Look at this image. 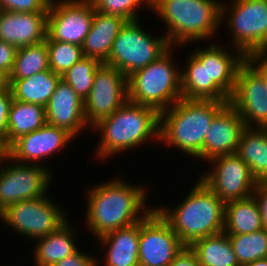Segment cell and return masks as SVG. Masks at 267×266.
Returning a JSON list of instances; mask_svg holds the SVG:
<instances>
[{
  "label": "cell",
  "mask_w": 267,
  "mask_h": 266,
  "mask_svg": "<svg viewBox=\"0 0 267 266\" xmlns=\"http://www.w3.org/2000/svg\"><path fill=\"white\" fill-rule=\"evenodd\" d=\"M143 188L117 177L88 189L85 222L89 231L98 238L142 221L155 208H145L148 193Z\"/></svg>",
  "instance_id": "cell-1"
},
{
  "label": "cell",
  "mask_w": 267,
  "mask_h": 266,
  "mask_svg": "<svg viewBox=\"0 0 267 266\" xmlns=\"http://www.w3.org/2000/svg\"><path fill=\"white\" fill-rule=\"evenodd\" d=\"M227 103L181 98L160 113L159 141L199 159L206 132Z\"/></svg>",
  "instance_id": "cell-2"
},
{
  "label": "cell",
  "mask_w": 267,
  "mask_h": 266,
  "mask_svg": "<svg viewBox=\"0 0 267 266\" xmlns=\"http://www.w3.org/2000/svg\"><path fill=\"white\" fill-rule=\"evenodd\" d=\"M159 127L160 113L156 109L127 101L92 127L101 134L96 157L109 159L144 145L149 139L159 141Z\"/></svg>",
  "instance_id": "cell-3"
},
{
  "label": "cell",
  "mask_w": 267,
  "mask_h": 266,
  "mask_svg": "<svg viewBox=\"0 0 267 266\" xmlns=\"http://www.w3.org/2000/svg\"><path fill=\"white\" fill-rule=\"evenodd\" d=\"M176 208H155L185 246L219 234L224 228L225 203L199 178Z\"/></svg>",
  "instance_id": "cell-4"
},
{
  "label": "cell",
  "mask_w": 267,
  "mask_h": 266,
  "mask_svg": "<svg viewBox=\"0 0 267 266\" xmlns=\"http://www.w3.org/2000/svg\"><path fill=\"white\" fill-rule=\"evenodd\" d=\"M152 11L167 25L165 36L174 48L207 41L221 26L219 0H153Z\"/></svg>",
  "instance_id": "cell-5"
},
{
  "label": "cell",
  "mask_w": 267,
  "mask_h": 266,
  "mask_svg": "<svg viewBox=\"0 0 267 266\" xmlns=\"http://www.w3.org/2000/svg\"><path fill=\"white\" fill-rule=\"evenodd\" d=\"M171 50H174L172 46L151 64L127 77L128 101L161 113L182 98V69L173 63Z\"/></svg>",
  "instance_id": "cell-6"
},
{
  "label": "cell",
  "mask_w": 267,
  "mask_h": 266,
  "mask_svg": "<svg viewBox=\"0 0 267 266\" xmlns=\"http://www.w3.org/2000/svg\"><path fill=\"white\" fill-rule=\"evenodd\" d=\"M139 24V20L126 22L104 63L117 68L126 77L148 66L171 47L165 34L154 37L145 32Z\"/></svg>",
  "instance_id": "cell-7"
},
{
  "label": "cell",
  "mask_w": 267,
  "mask_h": 266,
  "mask_svg": "<svg viewBox=\"0 0 267 266\" xmlns=\"http://www.w3.org/2000/svg\"><path fill=\"white\" fill-rule=\"evenodd\" d=\"M232 3V6L221 3V23L228 15L225 21L232 32V49L238 48L246 56L267 52V0Z\"/></svg>",
  "instance_id": "cell-8"
},
{
  "label": "cell",
  "mask_w": 267,
  "mask_h": 266,
  "mask_svg": "<svg viewBox=\"0 0 267 266\" xmlns=\"http://www.w3.org/2000/svg\"><path fill=\"white\" fill-rule=\"evenodd\" d=\"M59 207L48 193L43 197L19 201L6 207L0 212V219L20 235L35 241L55 232L68 220Z\"/></svg>",
  "instance_id": "cell-9"
},
{
  "label": "cell",
  "mask_w": 267,
  "mask_h": 266,
  "mask_svg": "<svg viewBox=\"0 0 267 266\" xmlns=\"http://www.w3.org/2000/svg\"><path fill=\"white\" fill-rule=\"evenodd\" d=\"M211 171L199 178L222 202L251 197L257 185L249 166L236 154L218 156L211 159Z\"/></svg>",
  "instance_id": "cell-10"
},
{
  "label": "cell",
  "mask_w": 267,
  "mask_h": 266,
  "mask_svg": "<svg viewBox=\"0 0 267 266\" xmlns=\"http://www.w3.org/2000/svg\"><path fill=\"white\" fill-rule=\"evenodd\" d=\"M10 163L0 167V212L23 200L47 195L52 174L44 165L19 163L9 158Z\"/></svg>",
  "instance_id": "cell-11"
},
{
  "label": "cell",
  "mask_w": 267,
  "mask_h": 266,
  "mask_svg": "<svg viewBox=\"0 0 267 266\" xmlns=\"http://www.w3.org/2000/svg\"><path fill=\"white\" fill-rule=\"evenodd\" d=\"M127 101V77L117 68L102 63L96 71L89 96L84 100L87 125L92 128Z\"/></svg>",
  "instance_id": "cell-12"
},
{
  "label": "cell",
  "mask_w": 267,
  "mask_h": 266,
  "mask_svg": "<svg viewBox=\"0 0 267 266\" xmlns=\"http://www.w3.org/2000/svg\"><path fill=\"white\" fill-rule=\"evenodd\" d=\"M191 53L201 63H206L207 100L229 102L235 89L238 69L247 56L238 48L230 53L214 43L207 48L197 47Z\"/></svg>",
  "instance_id": "cell-13"
},
{
  "label": "cell",
  "mask_w": 267,
  "mask_h": 266,
  "mask_svg": "<svg viewBox=\"0 0 267 266\" xmlns=\"http://www.w3.org/2000/svg\"><path fill=\"white\" fill-rule=\"evenodd\" d=\"M185 247L155 208L140 221L139 266H169Z\"/></svg>",
  "instance_id": "cell-14"
},
{
  "label": "cell",
  "mask_w": 267,
  "mask_h": 266,
  "mask_svg": "<svg viewBox=\"0 0 267 266\" xmlns=\"http://www.w3.org/2000/svg\"><path fill=\"white\" fill-rule=\"evenodd\" d=\"M95 9L90 0H53L47 15V35L52 40L82 46Z\"/></svg>",
  "instance_id": "cell-15"
},
{
  "label": "cell",
  "mask_w": 267,
  "mask_h": 266,
  "mask_svg": "<svg viewBox=\"0 0 267 266\" xmlns=\"http://www.w3.org/2000/svg\"><path fill=\"white\" fill-rule=\"evenodd\" d=\"M229 103L237 110L245 127L265 128L267 126L265 81L247 61L238 69L235 89Z\"/></svg>",
  "instance_id": "cell-16"
},
{
  "label": "cell",
  "mask_w": 267,
  "mask_h": 266,
  "mask_svg": "<svg viewBox=\"0 0 267 266\" xmlns=\"http://www.w3.org/2000/svg\"><path fill=\"white\" fill-rule=\"evenodd\" d=\"M73 138L66 129L46 123L38 130L14 140L10 144V158L19 163L40 165V161L59 153Z\"/></svg>",
  "instance_id": "cell-17"
},
{
  "label": "cell",
  "mask_w": 267,
  "mask_h": 266,
  "mask_svg": "<svg viewBox=\"0 0 267 266\" xmlns=\"http://www.w3.org/2000/svg\"><path fill=\"white\" fill-rule=\"evenodd\" d=\"M244 128V121L237 110L227 103L212 120L199 159L210 161L218 156L234 154Z\"/></svg>",
  "instance_id": "cell-18"
},
{
  "label": "cell",
  "mask_w": 267,
  "mask_h": 266,
  "mask_svg": "<svg viewBox=\"0 0 267 266\" xmlns=\"http://www.w3.org/2000/svg\"><path fill=\"white\" fill-rule=\"evenodd\" d=\"M48 12H11L0 10V40L17 49L44 42Z\"/></svg>",
  "instance_id": "cell-19"
},
{
  "label": "cell",
  "mask_w": 267,
  "mask_h": 266,
  "mask_svg": "<svg viewBox=\"0 0 267 266\" xmlns=\"http://www.w3.org/2000/svg\"><path fill=\"white\" fill-rule=\"evenodd\" d=\"M45 112L47 124L66 129L74 137L86 126L88 128L84 117V101L62 79L50 97Z\"/></svg>",
  "instance_id": "cell-20"
},
{
  "label": "cell",
  "mask_w": 267,
  "mask_h": 266,
  "mask_svg": "<svg viewBox=\"0 0 267 266\" xmlns=\"http://www.w3.org/2000/svg\"><path fill=\"white\" fill-rule=\"evenodd\" d=\"M127 20L116 15H106L95 10L92 25L82 45L84 57L105 63L113 43Z\"/></svg>",
  "instance_id": "cell-21"
},
{
  "label": "cell",
  "mask_w": 267,
  "mask_h": 266,
  "mask_svg": "<svg viewBox=\"0 0 267 266\" xmlns=\"http://www.w3.org/2000/svg\"><path fill=\"white\" fill-rule=\"evenodd\" d=\"M139 237L140 222L98 237L108 247L106 266H139Z\"/></svg>",
  "instance_id": "cell-22"
},
{
  "label": "cell",
  "mask_w": 267,
  "mask_h": 266,
  "mask_svg": "<svg viewBox=\"0 0 267 266\" xmlns=\"http://www.w3.org/2000/svg\"><path fill=\"white\" fill-rule=\"evenodd\" d=\"M68 219L55 232H51L45 237L36 239L37 244L34 249V260L36 266H53L60 260L77 252L76 230L69 224ZM77 247V248H76Z\"/></svg>",
  "instance_id": "cell-23"
},
{
  "label": "cell",
  "mask_w": 267,
  "mask_h": 266,
  "mask_svg": "<svg viewBox=\"0 0 267 266\" xmlns=\"http://www.w3.org/2000/svg\"><path fill=\"white\" fill-rule=\"evenodd\" d=\"M250 168L257 182L267 181V130L245 127L235 152Z\"/></svg>",
  "instance_id": "cell-24"
},
{
  "label": "cell",
  "mask_w": 267,
  "mask_h": 266,
  "mask_svg": "<svg viewBox=\"0 0 267 266\" xmlns=\"http://www.w3.org/2000/svg\"><path fill=\"white\" fill-rule=\"evenodd\" d=\"M262 229L259 205L253 195L225 203L223 232L227 235L250 234Z\"/></svg>",
  "instance_id": "cell-25"
},
{
  "label": "cell",
  "mask_w": 267,
  "mask_h": 266,
  "mask_svg": "<svg viewBox=\"0 0 267 266\" xmlns=\"http://www.w3.org/2000/svg\"><path fill=\"white\" fill-rule=\"evenodd\" d=\"M60 80L61 75L49 69L28 78L8 82L13 99L46 107Z\"/></svg>",
  "instance_id": "cell-26"
},
{
  "label": "cell",
  "mask_w": 267,
  "mask_h": 266,
  "mask_svg": "<svg viewBox=\"0 0 267 266\" xmlns=\"http://www.w3.org/2000/svg\"><path fill=\"white\" fill-rule=\"evenodd\" d=\"M189 247L201 266H240L225 232L198 239Z\"/></svg>",
  "instance_id": "cell-27"
},
{
  "label": "cell",
  "mask_w": 267,
  "mask_h": 266,
  "mask_svg": "<svg viewBox=\"0 0 267 266\" xmlns=\"http://www.w3.org/2000/svg\"><path fill=\"white\" fill-rule=\"evenodd\" d=\"M46 123L45 107L13 99L8 114L6 140L11 144L18 137L38 130Z\"/></svg>",
  "instance_id": "cell-28"
},
{
  "label": "cell",
  "mask_w": 267,
  "mask_h": 266,
  "mask_svg": "<svg viewBox=\"0 0 267 266\" xmlns=\"http://www.w3.org/2000/svg\"><path fill=\"white\" fill-rule=\"evenodd\" d=\"M46 41L17 49L14 65L8 80H19L49 70Z\"/></svg>",
  "instance_id": "cell-29"
},
{
  "label": "cell",
  "mask_w": 267,
  "mask_h": 266,
  "mask_svg": "<svg viewBox=\"0 0 267 266\" xmlns=\"http://www.w3.org/2000/svg\"><path fill=\"white\" fill-rule=\"evenodd\" d=\"M228 237L240 266L267 258V230Z\"/></svg>",
  "instance_id": "cell-30"
},
{
  "label": "cell",
  "mask_w": 267,
  "mask_h": 266,
  "mask_svg": "<svg viewBox=\"0 0 267 266\" xmlns=\"http://www.w3.org/2000/svg\"><path fill=\"white\" fill-rule=\"evenodd\" d=\"M189 54L186 67L181 71V96L185 99L207 100L206 63Z\"/></svg>",
  "instance_id": "cell-31"
},
{
  "label": "cell",
  "mask_w": 267,
  "mask_h": 266,
  "mask_svg": "<svg viewBox=\"0 0 267 266\" xmlns=\"http://www.w3.org/2000/svg\"><path fill=\"white\" fill-rule=\"evenodd\" d=\"M101 64L97 59L84 57L69 68L61 79L84 101L89 96L96 71Z\"/></svg>",
  "instance_id": "cell-32"
},
{
  "label": "cell",
  "mask_w": 267,
  "mask_h": 266,
  "mask_svg": "<svg viewBox=\"0 0 267 266\" xmlns=\"http://www.w3.org/2000/svg\"><path fill=\"white\" fill-rule=\"evenodd\" d=\"M45 41L48 51L49 67L56 74L62 76L75 63L84 58L82 46L52 40L48 35Z\"/></svg>",
  "instance_id": "cell-33"
},
{
  "label": "cell",
  "mask_w": 267,
  "mask_h": 266,
  "mask_svg": "<svg viewBox=\"0 0 267 266\" xmlns=\"http://www.w3.org/2000/svg\"><path fill=\"white\" fill-rule=\"evenodd\" d=\"M94 9L106 14L116 15L127 21L139 20L140 6L153 8V0H90ZM146 5V6H145Z\"/></svg>",
  "instance_id": "cell-34"
},
{
  "label": "cell",
  "mask_w": 267,
  "mask_h": 266,
  "mask_svg": "<svg viewBox=\"0 0 267 266\" xmlns=\"http://www.w3.org/2000/svg\"><path fill=\"white\" fill-rule=\"evenodd\" d=\"M49 0H0V10L11 12H48Z\"/></svg>",
  "instance_id": "cell-35"
},
{
  "label": "cell",
  "mask_w": 267,
  "mask_h": 266,
  "mask_svg": "<svg viewBox=\"0 0 267 266\" xmlns=\"http://www.w3.org/2000/svg\"><path fill=\"white\" fill-rule=\"evenodd\" d=\"M13 101L10 87L0 89V135L7 136L8 114Z\"/></svg>",
  "instance_id": "cell-36"
},
{
  "label": "cell",
  "mask_w": 267,
  "mask_h": 266,
  "mask_svg": "<svg viewBox=\"0 0 267 266\" xmlns=\"http://www.w3.org/2000/svg\"><path fill=\"white\" fill-rule=\"evenodd\" d=\"M53 266H98L97 259L91 257L89 253H84L81 250L72 255L60 260Z\"/></svg>",
  "instance_id": "cell-37"
},
{
  "label": "cell",
  "mask_w": 267,
  "mask_h": 266,
  "mask_svg": "<svg viewBox=\"0 0 267 266\" xmlns=\"http://www.w3.org/2000/svg\"><path fill=\"white\" fill-rule=\"evenodd\" d=\"M17 48L0 40V69L9 75L12 71Z\"/></svg>",
  "instance_id": "cell-38"
},
{
  "label": "cell",
  "mask_w": 267,
  "mask_h": 266,
  "mask_svg": "<svg viewBox=\"0 0 267 266\" xmlns=\"http://www.w3.org/2000/svg\"><path fill=\"white\" fill-rule=\"evenodd\" d=\"M253 196L259 205L263 227L267 230V181L257 183Z\"/></svg>",
  "instance_id": "cell-39"
},
{
  "label": "cell",
  "mask_w": 267,
  "mask_h": 266,
  "mask_svg": "<svg viewBox=\"0 0 267 266\" xmlns=\"http://www.w3.org/2000/svg\"><path fill=\"white\" fill-rule=\"evenodd\" d=\"M246 61L263 77L267 88V52L248 55Z\"/></svg>",
  "instance_id": "cell-40"
},
{
  "label": "cell",
  "mask_w": 267,
  "mask_h": 266,
  "mask_svg": "<svg viewBox=\"0 0 267 266\" xmlns=\"http://www.w3.org/2000/svg\"><path fill=\"white\" fill-rule=\"evenodd\" d=\"M169 266H201L196 254L186 246Z\"/></svg>",
  "instance_id": "cell-41"
},
{
  "label": "cell",
  "mask_w": 267,
  "mask_h": 266,
  "mask_svg": "<svg viewBox=\"0 0 267 266\" xmlns=\"http://www.w3.org/2000/svg\"><path fill=\"white\" fill-rule=\"evenodd\" d=\"M10 158V144L7 142L6 137L0 135V164L2 161L9 162Z\"/></svg>",
  "instance_id": "cell-42"
},
{
  "label": "cell",
  "mask_w": 267,
  "mask_h": 266,
  "mask_svg": "<svg viewBox=\"0 0 267 266\" xmlns=\"http://www.w3.org/2000/svg\"><path fill=\"white\" fill-rule=\"evenodd\" d=\"M8 87H9L8 75L0 69V89Z\"/></svg>",
  "instance_id": "cell-43"
},
{
  "label": "cell",
  "mask_w": 267,
  "mask_h": 266,
  "mask_svg": "<svg viewBox=\"0 0 267 266\" xmlns=\"http://www.w3.org/2000/svg\"><path fill=\"white\" fill-rule=\"evenodd\" d=\"M245 266H267V258L256 260L254 262L246 264Z\"/></svg>",
  "instance_id": "cell-44"
}]
</instances>
